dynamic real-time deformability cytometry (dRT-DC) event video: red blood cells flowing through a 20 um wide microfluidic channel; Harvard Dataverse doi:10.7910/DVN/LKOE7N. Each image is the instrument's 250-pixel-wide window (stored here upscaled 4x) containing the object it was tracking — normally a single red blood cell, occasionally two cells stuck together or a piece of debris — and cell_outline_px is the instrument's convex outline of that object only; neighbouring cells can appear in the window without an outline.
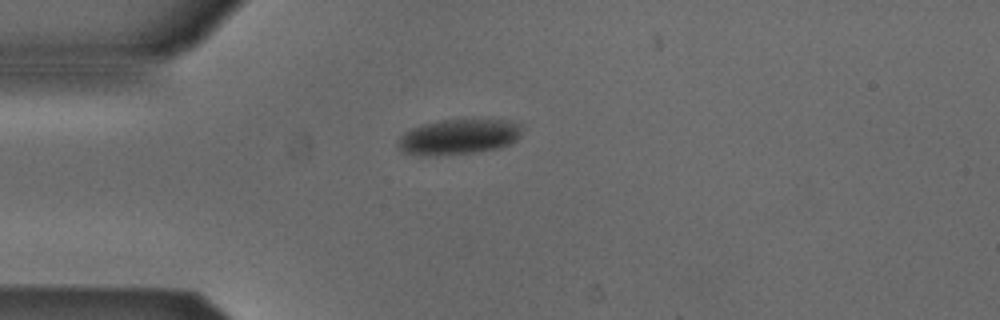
{"species": "Egyptian fruit bat (a non-hibernating species)", "species_latin": "Rousettus aegyptiacus", "temperature_condition": "cold", "stored_images_in_passage": 31, "camera_frame_rate_fps": 3000, "um_per_image_px": 0.085, "animal": {"sex": "male"}, "frame": {"image": 1, "passage_image": 1, "time_ms": 0.0, "image_size_px": [1000, 320], "cell_outline_px": [[520, 132], [516, 140], [508, 144], [496, 148], [476, 152], [436, 156], [428, 156], [400, 152], [396, 144], [400, 136], [404, 132], [412, 128], [424, 124], [444, 120], [508, 120], [520, 124]], "centroid_in_image_um": [38.91, 11.65], "position_along_channel_um": 46.1, "area_um2": 25.37}}
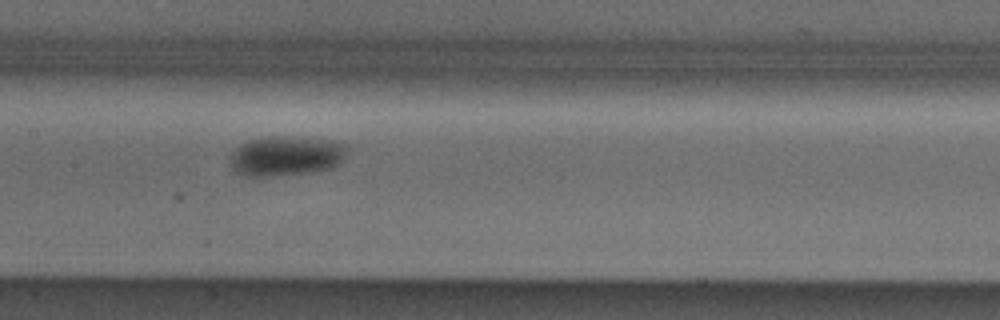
{"frame": {"image": 2, "passage_image": 13, "time_ms": 4.0, "image_size_px": [1000, 320], "cell_outline_px": [[348, 148], [344, 160], [340, 164], [332, 168], [312, 172], [268, 176], [248, 176], [236, 172], [232, 168], [232, 152], [240, 144], [248, 140], [268, 136], [288, 136], [332, 140], [348, 144]], "centroid_in_image_um": [24.38, 13.24], "position_along_channel_um": 183.0, "area_um2": 27.4}}
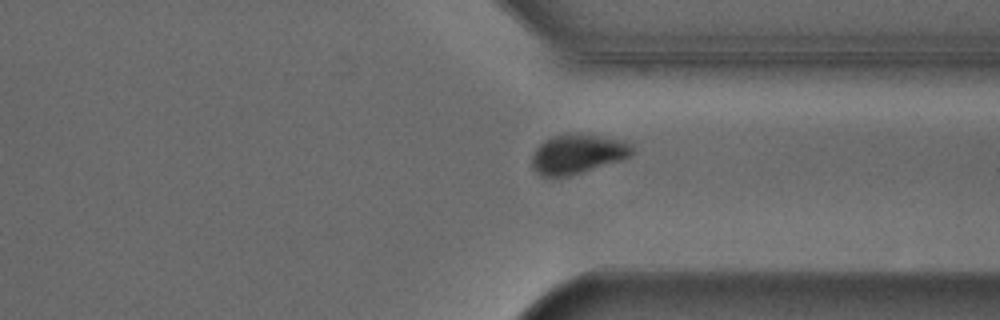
{"frame": {"image": 3, "passage_image": 27, "time_ms": 8.667, "image_size_px": [1000, 320], "cell_outline_px": [[632, 156], [620, 160], [568, 176], [540, 176], [532, 168], [532, 156], [536, 148], [544, 140], [552, 136], [568, 132], [576, 132], [624, 140], [632, 144]], "centroid_in_image_um": [49.07, 13.06], "position_along_channel_um": 362.3, "area_um2": 23.18}}